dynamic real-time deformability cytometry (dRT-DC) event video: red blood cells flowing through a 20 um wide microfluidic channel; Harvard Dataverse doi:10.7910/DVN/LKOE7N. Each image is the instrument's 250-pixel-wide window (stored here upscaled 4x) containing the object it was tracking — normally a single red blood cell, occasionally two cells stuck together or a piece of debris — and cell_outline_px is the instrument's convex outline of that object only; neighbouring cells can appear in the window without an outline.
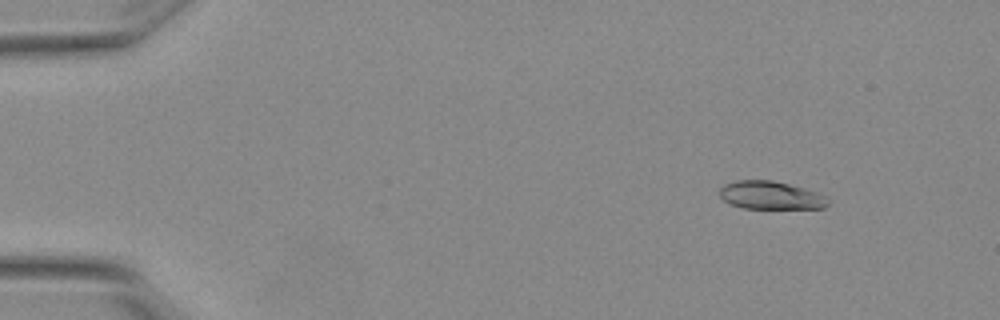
{"species": "Egyptian fruit bat (a non-hibernating species)", "species_latin": "Rousettus aegyptiacus", "temperature_condition": "warm", "stored_images_in_passage": 6, "camera_frame_rate_fps": 3000, "um_per_image_px": 0.085, "animal": {"sex": "female"}, "frame": {"image": 1, "passage_image": 2, "time_ms": 0.333, "image_size_px": [1000, 320], "cell_outline_px": [[828, 204], [824, 208], [744, 208], [732, 204], [724, 200], [720, 196], [720, 188], [724, 184], [736, 180], [772, 180], [804, 188], [816, 192], [824, 196], [828, 200]], "centroid_in_image_um": [65.49, 16.59], "position_along_channel_um": 19.5, "area_um2": 17.51}}
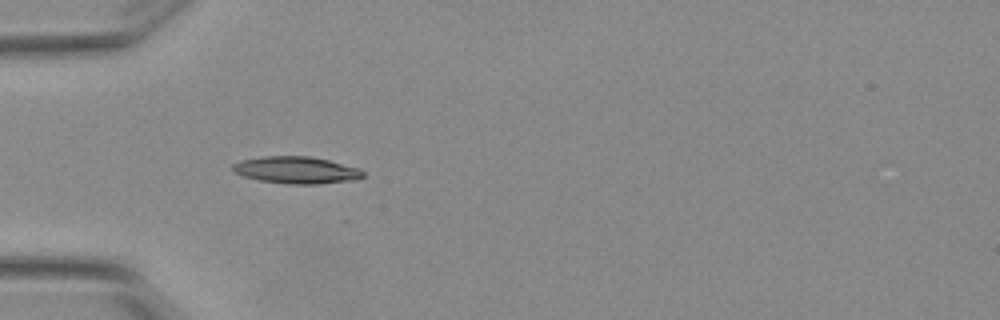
{"frame": {"image": 2, "passage_image": 5, "time_ms": 1.333, "image_size_px": [1000, 320], "cell_outline_px": [[364, 176], [348, 180], [316, 184], [288, 184], [260, 180], [244, 176], [232, 172], [232, 164], [240, 160], [264, 156], [308, 156], [328, 160], [360, 168], [364, 172]], "centroid_in_image_um": [25.14, 14.44], "position_along_channel_um": 59.9, "area_um2": 20.35}}